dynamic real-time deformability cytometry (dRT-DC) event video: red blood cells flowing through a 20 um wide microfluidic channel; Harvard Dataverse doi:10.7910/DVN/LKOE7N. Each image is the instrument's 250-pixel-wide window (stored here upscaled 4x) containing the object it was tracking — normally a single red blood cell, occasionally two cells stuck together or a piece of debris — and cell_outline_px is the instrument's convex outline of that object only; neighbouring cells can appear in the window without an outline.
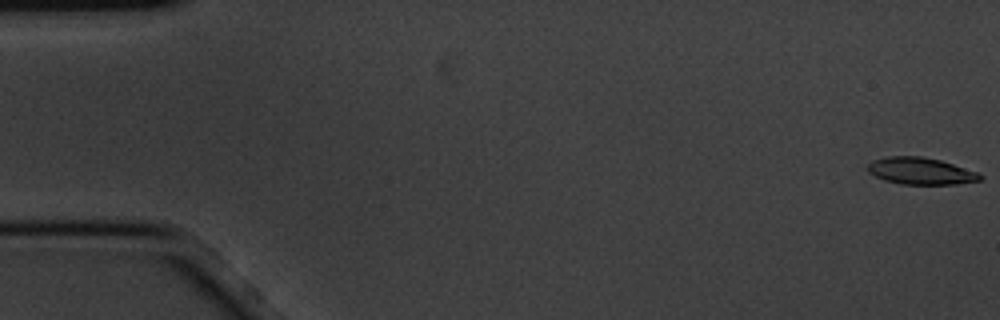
{"species": "common noctule bat (a hibernating species)", "species_latin": "Nyctalus noctula", "temperature_condition": "cold", "stored_images_in_passage": 5, "camera_frame_rate_fps": 3000, "um_per_image_px": 0.085, "animal": {"sex": "male", "body_mass_g": 20.1, "forearm_length_mm": 53.5}, "frame": {"image": 1, "passage_image": 1, "time_ms": 0.0, "image_size_px": [1000, 320], "cell_outline_px": [[984, 176], [980, 180], [956, 184], [900, 184], [884, 180], [868, 172], [864, 168], [872, 160], [888, 156], [920, 156], [940, 160], [976, 172]], "centroid_in_image_um": [78.19, 14.53], "position_along_channel_um": 6.8, "area_um2": 17.57}}